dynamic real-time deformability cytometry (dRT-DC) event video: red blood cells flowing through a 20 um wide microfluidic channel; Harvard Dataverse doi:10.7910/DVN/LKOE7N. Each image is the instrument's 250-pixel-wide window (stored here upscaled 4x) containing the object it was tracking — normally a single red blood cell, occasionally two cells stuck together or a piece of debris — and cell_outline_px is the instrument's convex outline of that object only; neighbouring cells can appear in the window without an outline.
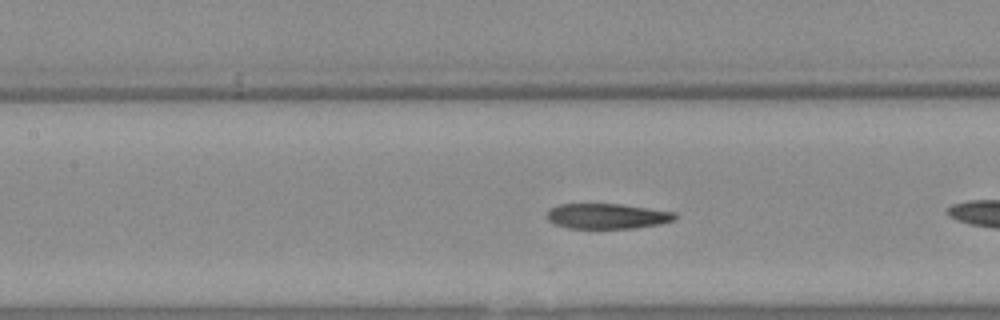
{"species": "Egyptian fruit bat (a non-hibernating species)", "species_latin": "Rousettus aegyptiacus", "temperature_condition": "warm", "stored_images_in_passage": 17, "camera_frame_rate_fps": 3000, "um_per_image_px": 0.085, "animal": {"sex": "female"}, "frame": {"image": 1, "passage_image": 7, "time_ms": 2.0, "image_size_px": [1000, 320], "cell_outline_px": [[676, 216], [672, 220], [660, 224], [636, 228], [568, 228], [556, 224], [548, 220], [548, 212], [552, 208], [560, 204], [620, 204], [676, 212]], "centroid_in_image_um": [51.63, 18.37], "position_along_channel_um": 155.8, "area_um2": 18.61}}
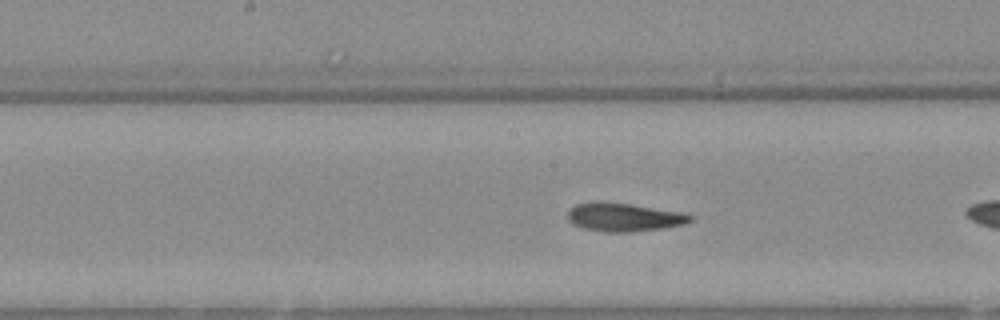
{"frame": {"image": 2, "passage_image": 10, "time_ms": 3.0, "image_size_px": [1000, 320], "cell_outline_px": [[692, 220], [684, 224], [660, 228], [632, 232], [604, 232], [584, 228], [572, 224], [568, 220], [568, 212], [576, 204], [628, 204], [680, 212], [692, 216]], "centroid_in_image_um": [53.04, 18.5], "position_along_channel_um": 195.2, "area_um2": 19.36}}
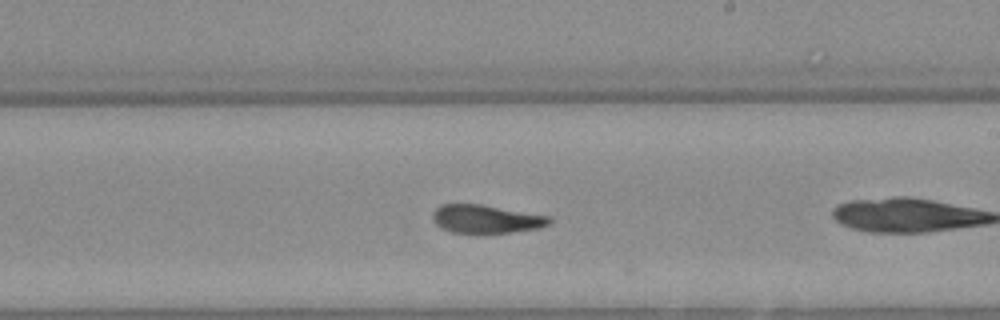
{"frame": {"image": 3, "passage_image": 14, "time_ms": 4.333, "image_size_px": [1000, 320], "cell_outline_px": [[552, 220], [548, 224], [536, 228], [512, 232], [476, 236], [452, 232], [436, 224], [432, 216], [436, 208], [440, 204], [480, 204], [548, 216]], "centroid_in_image_um": [41.27, 18.65], "position_along_channel_um": 247.7, "area_um2": 19.54}}